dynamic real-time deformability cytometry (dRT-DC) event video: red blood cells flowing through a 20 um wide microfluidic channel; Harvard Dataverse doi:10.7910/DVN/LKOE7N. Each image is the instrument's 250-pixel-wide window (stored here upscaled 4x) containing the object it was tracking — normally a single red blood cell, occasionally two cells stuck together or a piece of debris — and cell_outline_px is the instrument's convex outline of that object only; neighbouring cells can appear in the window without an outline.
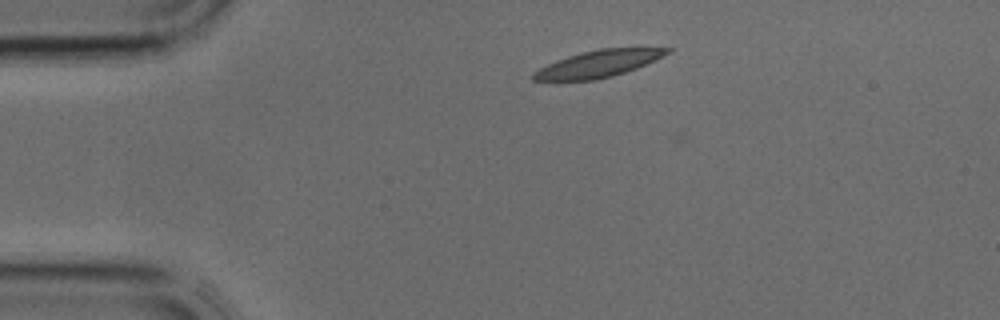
{"species": "common noctule bat (a hibernating species)", "species_latin": "Nyctalus noctula", "temperature_condition": "cold", "stored_images_in_passage": 32, "camera_frame_rate_fps": 3000, "um_per_image_px": 0.085, "animal": {"sex": "male", "body_mass_g": 17.9, "forearm_length_mm": 54.2}, "frame": {"image": 1, "passage_image": 1, "time_ms": 0.0, "image_size_px": [1000, 320], "cell_outline_px": [[672, 48], [668, 52], [656, 60], [636, 68], [612, 76], [596, 80], [556, 84], [532, 80], [532, 72], [556, 60], [580, 52], [600, 48]], "centroid_in_image_um": [50.7, 5.48], "position_along_channel_um": 34.3, "area_um2": 21.62}}
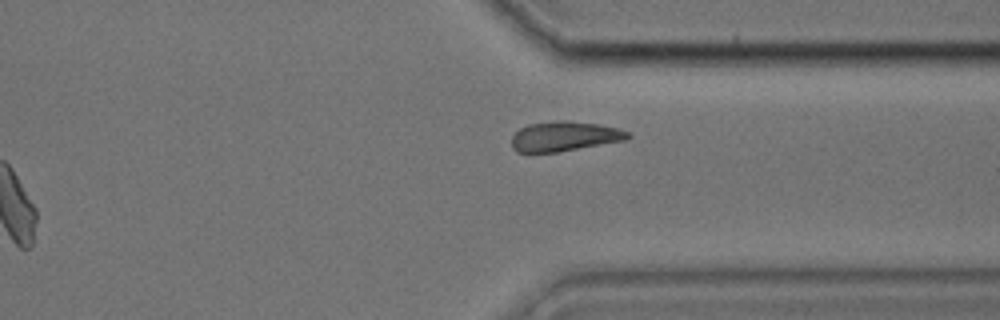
{"frame": {"image": 2, "passage_image": 23, "time_ms": 7.333, "image_size_px": [1000, 320], "cell_outline_px": [[632, 136], [624, 140], [556, 152], [516, 152], [512, 148], [512, 136], [520, 128], [528, 124], [556, 120], [568, 120], [600, 124], [616, 128], [628, 132]], "centroid_in_image_um": [47.94, 11.57], "position_along_channel_um": 363.5, "area_um2": 20.06}}
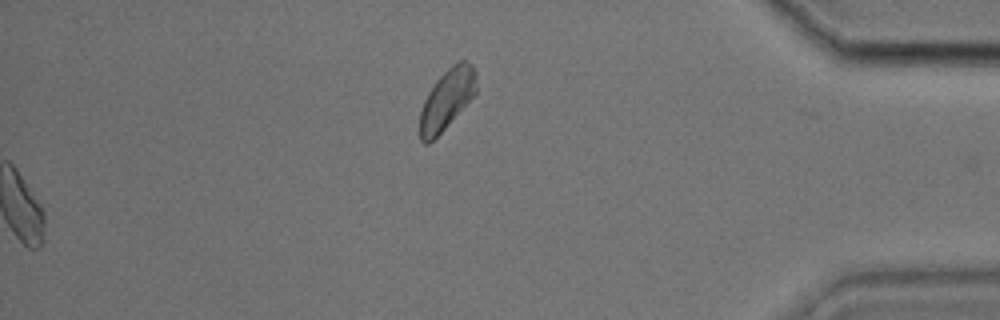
{"frame": {"image": 3, "passage_image": 27, "time_ms": 8.667, "image_size_px": [1000, 320], "cell_outline_px": [[476, 92], [444, 128], [428, 144], [424, 144], [420, 140], [420, 112], [424, 100], [428, 92], [436, 80], [452, 64], [460, 60], [464, 60], [472, 64], [476, 72]], "centroid_in_image_um": [37.97, 8.41], "position_along_channel_um": 397.2, "area_um2": 19.42}}